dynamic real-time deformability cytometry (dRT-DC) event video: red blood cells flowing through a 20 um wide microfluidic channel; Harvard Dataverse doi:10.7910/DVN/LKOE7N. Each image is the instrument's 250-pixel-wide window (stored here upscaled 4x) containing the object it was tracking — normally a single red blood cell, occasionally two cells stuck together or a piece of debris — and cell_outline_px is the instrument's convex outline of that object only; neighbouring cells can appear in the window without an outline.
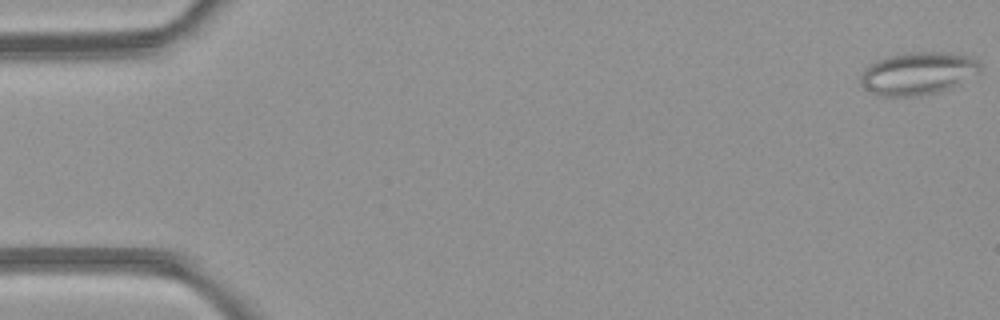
{"species": "common noctule bat (a hibernating species)", "species_latin": "Nyctalus noctula", "temperature_condition": "room temperature", "stored_images_in_passage": 49, "camera_frame_rate_fps": 3000, "um_per_image_px": 0.085, "animal": {"sex": "female", "body_mass_g": 21.9}, "frame": {"image": 1, "passage_image": 1, "time_ms": 0.0, "image_size_px": [1000, 320], "cell_outline_px": [[980, 72], [960, 84], [936, 92], [916, 96], [876, 96], [864, 88], [860, 84], [860, 76], [876, 60], [888, 56], [912, 52], [940, 52], [964, 56], [976, 60], [980, 64]], "centroid_in_image_um": [77.99, 6.26], "position_along_channel_um": 7.0, "area_um2": 29.36}}
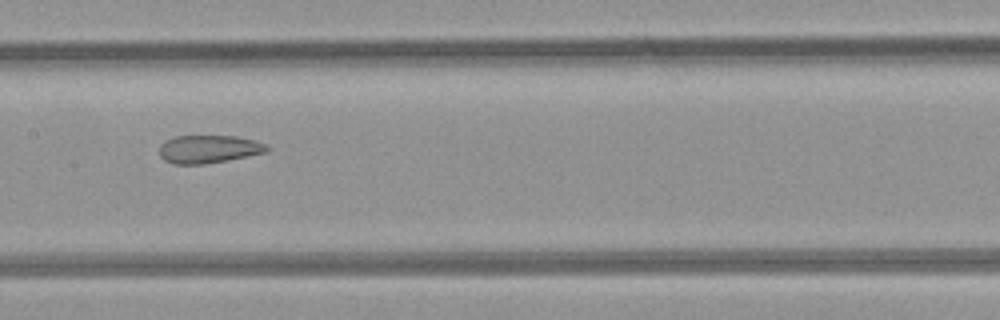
{"frame": {"image": 2, "passage_image": 25, "time_ms": 8.0, "image_size_px": [1000, 320], "cell_outline_px": [[268, 152], [228, 160], [204, 164], [176, 164], [164, 160], [160, 156], [160, 144], [164, 140], [176, 136], [236, 136], [268, 144]], "centroid_in_image_um": [17.73, 12.67], "position_along_channel_um": 189.7, "area_um2": 17.57}}
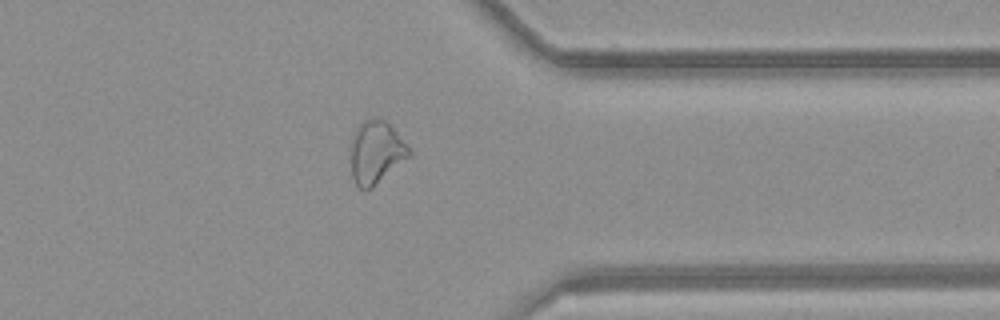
{"frame": {"image": 3, "passage_image": 39, "time_ms": 12.667, "image_size_px": [1000, 320], "cell_outline_px": [[412, 152], [408, 156], [372, 188], [364, 192], [356, 184], [352, 176], [348, 144], [356, 128], [364, 120], [372, 116], [380, 116], [396, 132]], "centroid_in_image_um": [31.88, 12.92], "position_along_channel_um": 379.5, "area_um2": 21.56}, "authors_computed_cell_mechanics": {"area_um2": 23.6402, "velocity_mm_per_s": 4.2602, "shape_relaxation_time_tau1_ms": null, "shape_relaxation_time_tau2_ms": 2.2179, "deformation_change_tau1": null, "deformation_change_tau2": 0.1024}}